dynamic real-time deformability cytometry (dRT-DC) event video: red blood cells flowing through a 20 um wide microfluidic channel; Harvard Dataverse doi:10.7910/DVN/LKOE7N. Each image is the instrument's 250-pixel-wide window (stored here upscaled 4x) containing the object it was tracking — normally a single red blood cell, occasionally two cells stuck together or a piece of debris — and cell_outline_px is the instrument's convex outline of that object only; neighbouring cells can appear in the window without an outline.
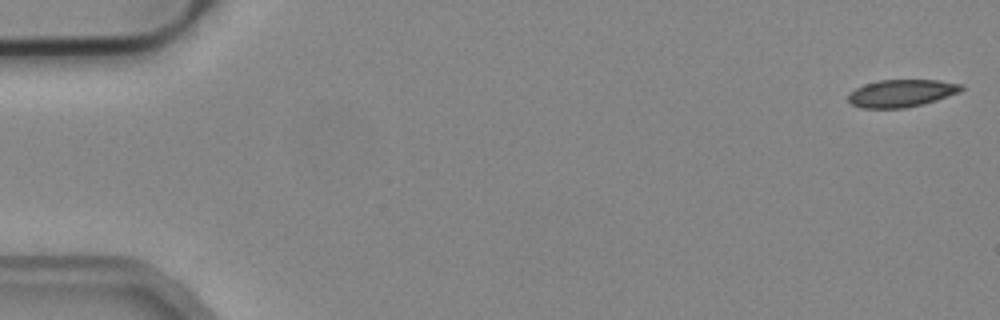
{"species": "common noctule bat (a hibernating species)", "species_latin": "Nyctalus noctula", "temperature_condition": "cold", "stored_images_in_passage": 53, "camera_frame_rate_fps": 3000, "um_per_image_px": 0.085, "animal": {"sex": "male", "body_mass_g": 19.2, "forearm_length_mm": 51.8}, "frame": {"image": 1, "passage_image": 1, "time_ms": 0.0, "image_size_px": [1000, 320], "cell_outline_px": [[964, 88], [960, 92], [924, 104], [904, 108], [860, 108], [852, 104], [848, 100], [848, 92], [864, 84], [880, 80], [940, 80], [964, 84]], "centroid_in_image_um": [76.63, 7.92], "position_along_channel_um": 8.4, "area_um2": 18.26}}
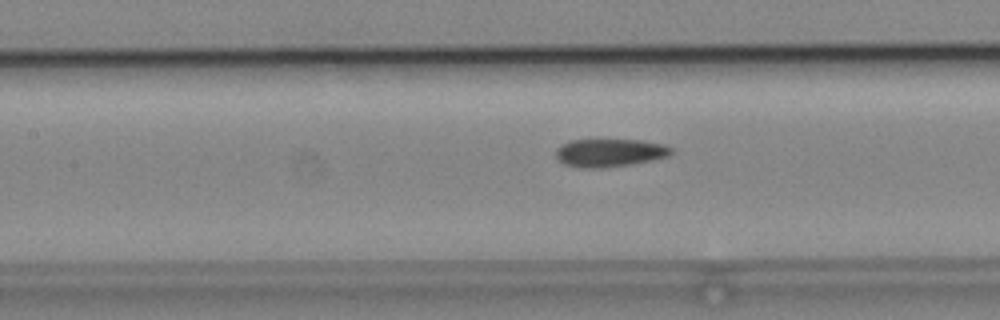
{"frame": {"image": 2, "passage_image": 24, "time_ms": 7.667, "image_size_px": [1000, 320], "cell_outline_px": [[672, 152], [668, 156], [652, 160], [632, 164], [604, 168], [580, 168], [564, 164], [556, 160], [556, 148], [560, 144], [572, 140], [640, 140], [664, 144], [672, 148]], "centroid_in_image_um": [51.78, 12.99], "position_along_channel_um": 155.6, "area_um2": 19.02}}
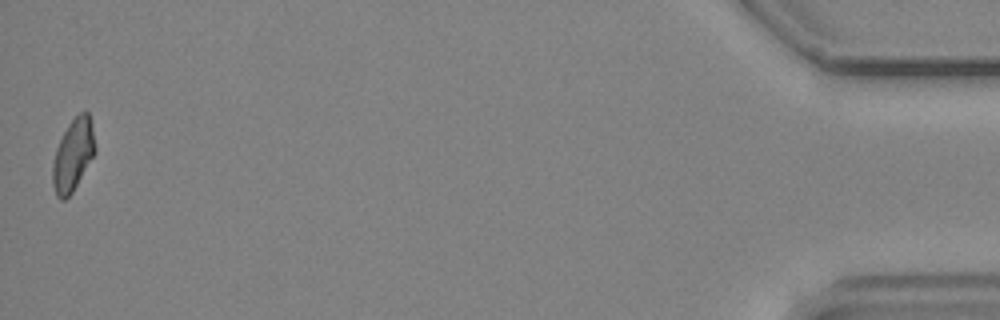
{"frame": {"image": 3, "passage_image": 53, "time_ms": 17.333, "image_size_px": [1000, 320], "cell_outline_px": [[96, 152], [72, 192], [64, 200], [60, 200], [56, 196], [52, 184], [52, 164], [56, 148], [68, 124], [80, 112], [88, 112], [92, 128], [96, 148]], "centroid_in_image_um": [6.19, 13.2], "position_along_channel_um": 429.0, "area_um2": 17.69}}